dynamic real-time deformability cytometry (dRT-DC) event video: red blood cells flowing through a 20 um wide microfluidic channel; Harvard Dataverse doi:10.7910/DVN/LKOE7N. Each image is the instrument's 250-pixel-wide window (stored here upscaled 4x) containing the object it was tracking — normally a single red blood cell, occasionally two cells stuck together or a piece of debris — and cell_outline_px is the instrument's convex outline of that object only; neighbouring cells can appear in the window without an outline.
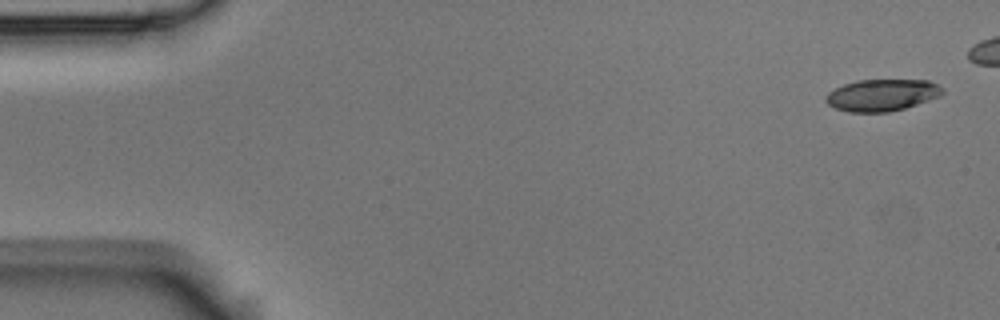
{"species": "Egyptian fruit bat (a non-hibernating species)", "species_latin": "Rousettus aegyptiacus", "temperature_condition": "room temperature", "stored_images_in_passage": 6, "camera_frame_rate_fps": 3000, "um_per_image_px": 0.085, "animal": {"sex": "male"}, "frame": {"image": 1, "passage_image": 1, "time_ms": 0.0, "image_size_px": [1000, 320], "cell_outline_px": [[944, 92], [940, 96], [904, 108], [888, 112], [848, 112], [836, 108], [828, 104], [824, 100], [824, 96], [828, 92], [844, 84], [856, 80], [928, 80], [944, 88]], "centroid_in_image_um": [74.95, 8.08], "position_along_channel_um": 10.1, "area_um2": 21.62}}